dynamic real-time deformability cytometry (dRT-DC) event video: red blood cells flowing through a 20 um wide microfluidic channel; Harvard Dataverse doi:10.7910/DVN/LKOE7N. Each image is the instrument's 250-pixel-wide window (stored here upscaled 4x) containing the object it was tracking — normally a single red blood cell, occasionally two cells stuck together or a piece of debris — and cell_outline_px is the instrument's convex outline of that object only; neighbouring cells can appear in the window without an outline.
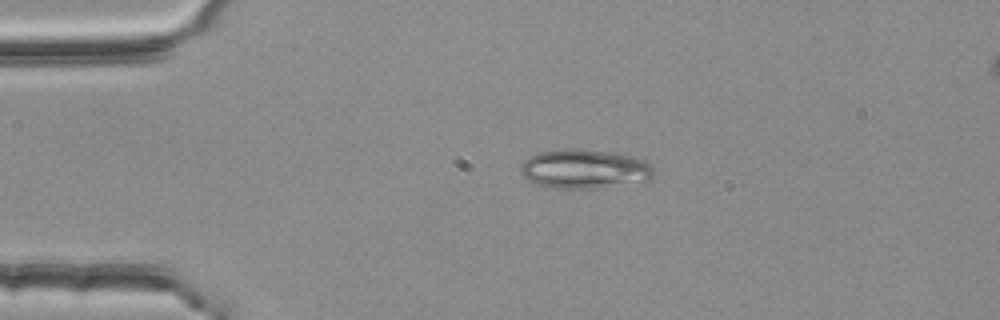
{"species": "common noctule bat (a hibernating species)", "species_latin": "Nyctalus noctula", "temperature_condition": "room temperature", "stored_images_in_passage": 4, "segment_of_instrument_passage": [1, 2], "camera_frame_rate_fps": 3000, "um_per_image_px": 0.085, "animal": {"sex": "female", "body_mass_g": 25.1}, "frame": {"image": 1, "passage_image": 2, "time_ms": 0.333, "image_size_px": [1000, 320], "cell_outline_px": [[652, 176], [648, 180], [600, 188], [548, 188], [536, 184], [528, 180], [520, 172], [520, 168], [524, 160], [540, 152], [568, 148], [584, 148], [636, 156], [652, 164]], "centroid_in_image_um": [49.68, 14.35], "position_along_channel_um": 35.3, "area_um2": 30.58}}